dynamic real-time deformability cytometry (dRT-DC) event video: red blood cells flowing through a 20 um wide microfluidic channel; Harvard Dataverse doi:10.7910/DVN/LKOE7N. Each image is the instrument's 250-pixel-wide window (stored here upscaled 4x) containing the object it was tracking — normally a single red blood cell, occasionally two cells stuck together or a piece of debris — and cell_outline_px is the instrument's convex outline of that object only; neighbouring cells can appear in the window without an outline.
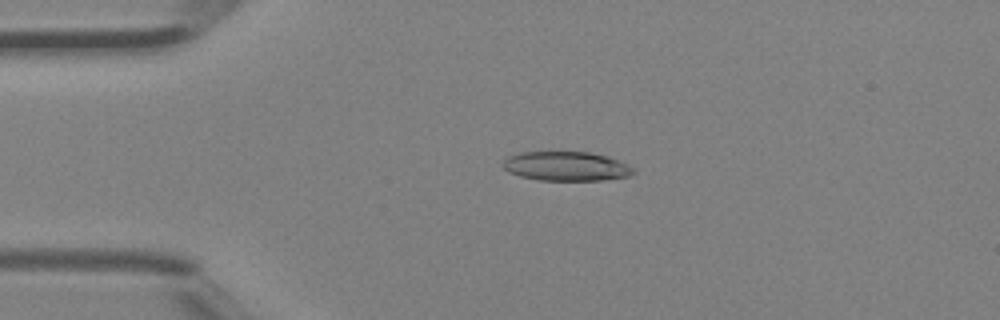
{"species": "Egyptian fruit bat (a non-hibernating species)", "species_latin": "Rousettus aegyptiacus", "temperature_condition": "room temperature", "stored_images_in_passage": 37, "camera_frame_rate_fps": 3000, "um_per_image_px": 0.085, "animal": {"sex": "female"}, "frame": {"image": 1, "passage_image": 2, "time_ms": 0.333, "image_size_px": [1000, 320], "cell_outline_px": [[636, 172], [628, 176], [600, 180], [540, 180], [520, 176], [508, 172], [500, 164], [508, 156], [520, 152], [588, 152], [608, 156], [628, 164]], "centroid_in_image_um": [48.1, 14.12], "position_along_channel_um": 36.9, "area_um2": 22.25}}
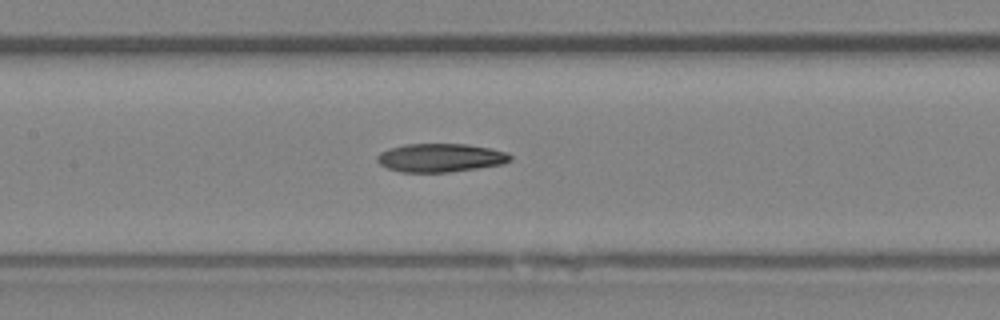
{"frame": {"image": 2, "passage_image": 13, "time_ms": 4.0, "image_size_px": [1000, 320], "cell_outline_px": [[512, 160], [504, 164], [448, 172], [400, 172], [388, 168], [380, 164], [376, 160], [376, 156], [380, 152], [388, 148], [404, 144], [468, 144], [508, 152], [512, 156]], "centroid_in_image_um": [37.43, 13.4], "position_along_channel_um": 170.0, "area_um2": 22.2}}
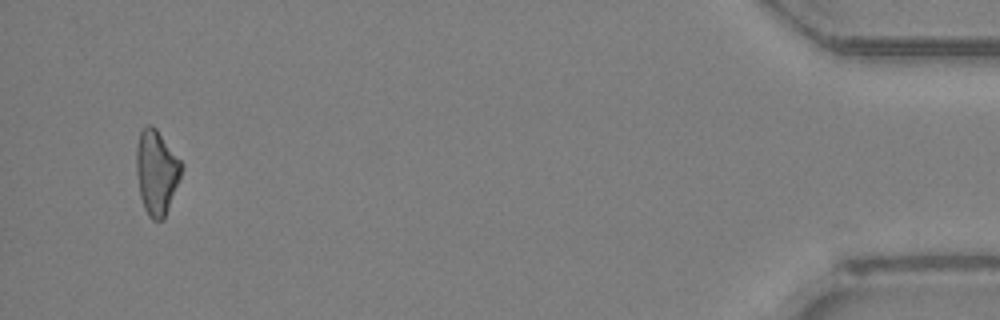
{"frame": {"image": 3, "passage_image": 35, "time_ms": 11.333, "image_size_px": [1000, 320], "cell_outline_px": [[184, 168], [164, 220], [152, 220], [148, 216], [144, 208], [140, 196], [136, 172], [136, 144], [140, 132], [148, 124], [152, 124], [156, 128], [184, 164]], "centroid_in_image_um": [13.31, 14.64], "position_along_channel_um": 421.9, "area_um2": 22.54}, "authors_computed_cell_mechanics": {"area_um2": 22.253, "velocity_mm_per_s": 4.5642, "shape_relaxation_time_tau1_ms": 11.3239, "shape_relaxation_time_tau2_ms": null, "deformation_change_tau1": 0.2429, "deformation_change_tau2": null}}